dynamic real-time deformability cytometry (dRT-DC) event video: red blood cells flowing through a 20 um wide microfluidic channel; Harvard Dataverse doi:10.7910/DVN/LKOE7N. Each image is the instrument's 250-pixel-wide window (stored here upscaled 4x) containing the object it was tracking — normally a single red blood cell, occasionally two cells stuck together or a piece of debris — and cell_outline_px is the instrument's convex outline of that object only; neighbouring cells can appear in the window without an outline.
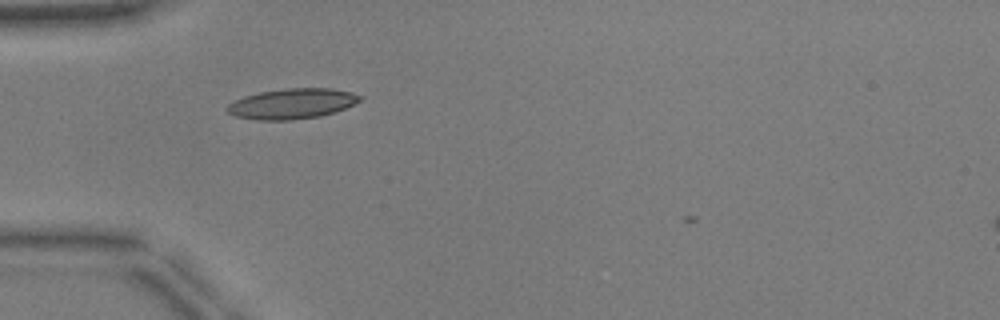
{"species": "common noctule bat (a hibernating species)", "species_latin": "Nyctalus noctula", "temperature_condition": "warm", "stored_images_in_passage": 34, "camera_frame_rate_fps": 3000, "um_per_image_px": 0.085, "animal": {"sex": "male", "body_mass_g": 17.9, "forearm_length_mm": 54.2}, "frame": {"image": 1, "passage_image": 2, "time_ms": 0.333, "image_size_px": [1000, 320], "cell_outline_px": [[364, 96], [360, 100], [344, 108], [320, 116], [288, 120], [256, 120], [236, 116], [228, 112], [224, 108], [228, 104], [244, 96], [260, 92], [288, 88], [332, 88], [352, 92]], "centroid_in_image_um": [24.81, 8.81], "position_along_channel_um": 60.2, "area_um2": 23.29}}
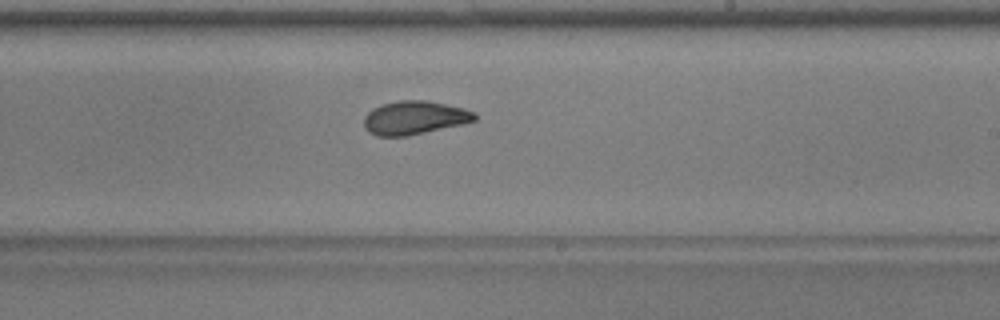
{"frame": {"image": 2, "passage_image": 17, "time_ms": 5.333, "image_size_px": [1000, 320], "cell_outline_px": [[476, 120], [464, 124], [404, 136], [376, 136], [368, 132], [364, 128], [364, 116], [372, 108], [380, 104], [400, 100], [428, 100], [464, 108], [476, 112]], "centroid_in_image_um": [35.22, 10.0], "position_along_channel_um": 253.8, "area_um2": 21.79}}
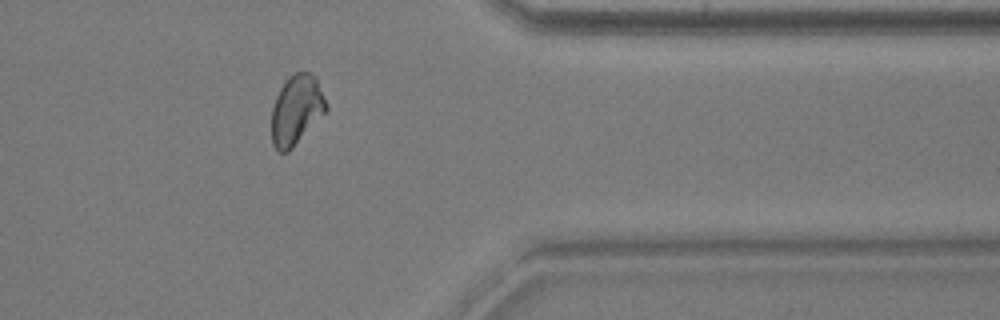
{"frame": {"image": 3, "passage_image": 28, "time_ms": 9.0, "image_size_px": [1000, 320], "cell_outline_px": [[328, 108], [292, 148], [288, 152], [280, 152], [272, 144], [272, 108], [276, 96], [280, 88], [288, 76], [296, 72], [308, 72], [316, 76], [328, 104]], "centroid_in_image_um": [25.19, 9.31], "position_along_channel_um": 386.2, "area_um2": 22.02}}